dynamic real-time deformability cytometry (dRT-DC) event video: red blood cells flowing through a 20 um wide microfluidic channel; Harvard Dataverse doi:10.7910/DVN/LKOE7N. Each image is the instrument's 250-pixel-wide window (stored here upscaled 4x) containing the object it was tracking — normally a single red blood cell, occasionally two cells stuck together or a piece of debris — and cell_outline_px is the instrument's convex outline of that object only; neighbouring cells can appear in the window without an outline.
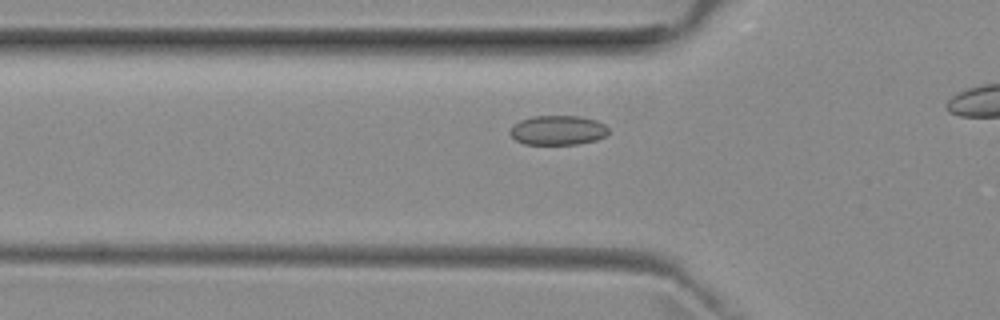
{"species": "common noctule bat (a hibernating species)", "species_latin": "Nyctalus noctula", "temperature_condition": "room temperature", "stored_images_in_passage": 26, "camera_frame_rate_fps": 3000, "um_per_image_px": 0.085, "animal": {"sex": "female", "body_mass_g": 29.2, "forearm_length_mm": 56.3}, "frame": {"image": 1, "passage_image": 11, "time_ms": 3.333, "image_size_px": [1000, 320], "cell_outline_px": [[608, 132], [604, 136], [596, 140], [576, 144], [524, 144], [516, 140], [512, 136], [512, 124], [520, 120], [532, 116], [580, 116], [596, 120], [604, 124], [608, 128]], "centroid_in_image_um": [47.42, 11.06], "position_along_channel_um": 78.4, "area_um2": 16.82}}
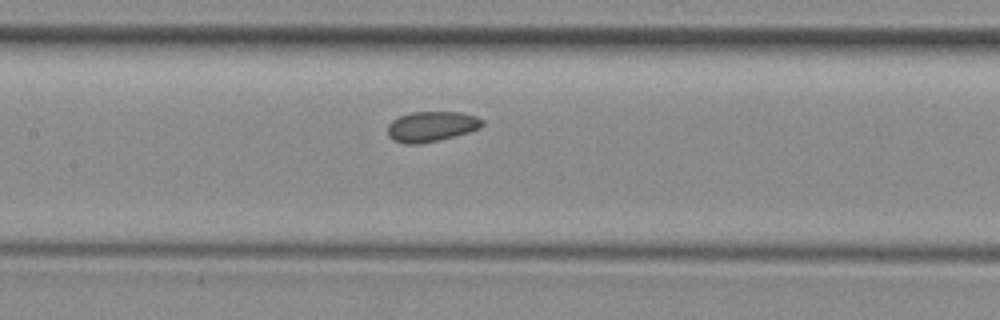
{"frame": {"image": 2, "passage_image": 18, "time_ms": 5.667, "image_size_px": [1000, 320], "cell_outline_px": [[484, 124], [480, 128], [468, 132], [420, 144], [404, 144], [392, 140], [388, 136], [388, 124], [392, 120], [400, 116], [412, 112], [460, 112], [476, 116], [484, 120]], "centroid_in_image_um": [36.66, 10.75], "position_along_channel_um": 170.7, "area_um2": 16.65}}
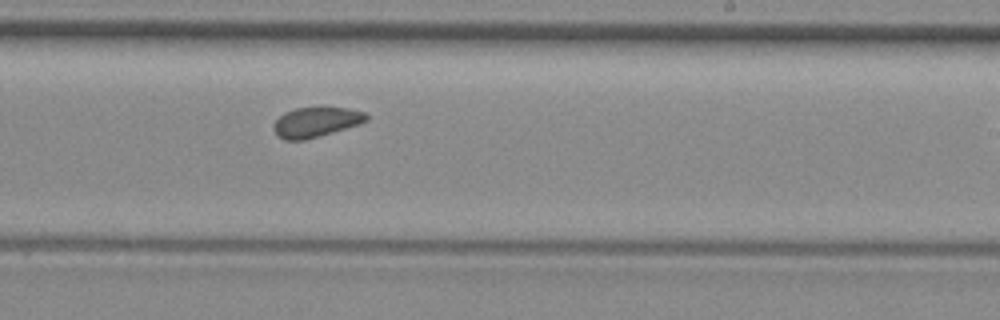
{"frame": {"image": 3, "passage_image": 25, "time_ms": 8.0, "image_size_px": [1000, 320], "cell_outline_px": [[368, 120], [332, 132], [304, 140], [284, 140], [272, 128], [276, 120], [284, 112], [296, 108], [348, 108], [364, 112], [368, 116]], "centroid_in_image_um": [26.83, 10.37], "position_along_channel_um": 262.2, "area_um2": 15.72}}